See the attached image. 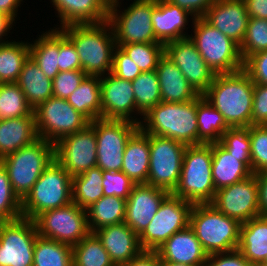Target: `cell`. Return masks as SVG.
I'll return each mask as SVG.
<instances>
[{
	"mask_svg": "<svg viewBox=\"0 0 267 266\" xmlns=\"http://www.w3.org/2000/svg\"><path fill=\"white\" fill-rule=\"evenodd\" d=\"M254 83L241 69L216 74L203 97L224 117L230 128L251 126Z\"/></svg>",
	"mask_w": 267,
	"mask_h": 266,
	"instance_id": "6da1fadb",
	"label": "cell"
},
{
	"mask_svg": "<svg viewBox=\"0 0 267 266\" xmlns=\"http://www.w3.org/2000/svg\"><path fill=\"white\" fill-rule=\"evenodd\" d=\"M78 52L87 76L102 77L112 72L116 41L108 21L98 24H75L59 28Z\"/></svg>",
	"mask_w": 267,
	"mask_h": 266,
	"instance_id": "7a4b0ae2",
	"label": "cell"
},
{
	"mask_svg": "<svg viewBox=\"0 0 267 266\" xmlns=\"http://www.w3.org/2000/svg\"><path fill=\"white\" fill-rule=\"evenodd\" d=\"M142 117L139 128L145 134L171 138L186 146L198 145L197 98L180 103L160 102Z\"/></svg>",
	"mask_w": 267,
	"mask_h": 266,
	"instance_id": "3957f363",
	"label": "cell"
},
{
	"mask_svg": "<svg viewBox=\"0 0 267 266\" xmlns=\"http://www.w3.org/2000/svg\"><path fill=\"white\" fill-rule=\"evenodd\" d=\"M189 226L208 255L238 247L241 223L218 211L211 203L193 204Z\"/></svg>",
	"mask_w": 267,
	"mask_h": 266,
	"instance_id": "277c9868",
	"label": "cell"
},
{
	"mask_svg": "<svg viewBox=\"0 0 267 266\" xmlns=\"http://www.w3.org/2000/svg\"><path fill=\"white\" fill-rule=\"evenodd\" d=\"M215 193L212 143L186 146L180 179L172 194L192 204H205L213 201Z\"/></svg>",
	"mask_w": 267,
	"mask_h": 266,
	"instance_id": "5b68a950",
	"label": "cell"
},
{
	"mask_svg": "<svg viewBox=\"0 0 267 266\" xmlns=\"http://www.w3.org/2000/svg\"><path fill=\"white\" fill-rule=\"evenodd\" d=\"M71 202L72 177L53 159L22 200V217L35 220L41 213Z\"/></svg>",
	"mask_w": 267,
	"mask_h": 266,
	"instance_id": "8992f818",
	"label": "cell"
},
{
	"mask_svg": "<svg viewBox=\"0 0 267 266\" xmlns=\"http://www.w3.org/2000/svg\"><path fill=\"white\" fill-rule=\"evenodd\" d=\"M54 159V144L42 138L0 160L14 192L23 200Z\"/></svg>",
	"mask_w": 267,
	"mask_h": 266,
	"instance_id": "52a82bcc",
	"label": "cell"
},
{
	"mask_svg": "<svg viewBox=\"0 0 267 266\" xmlns=\"http://www.w3.org/2000/svg\"><path fill=\"white\" fill-rule=\"evenodd\" d=\"M194 36H189L201 57L214 74L233 73L243 69L239 45L210 25L203 17L194 18Z\"/></svg>",
	"mask_w": 267,
	"mask_h": 266,
	"instance_id": "ba28073f",
	"label": "cell"
},
{
	"mask_svg": "<svg viewBox=\"0 0 267 266\" xmlns=\"http://www.w3.org/2000/svg\"><path fill=\"white\" fill-rule=\"evenodd\" d=\"M117 7H120L119 0L111 2L108 15L116 45L160 43L152 27V12L156 7V0H134L122 13Z\"/></svg>",
	"mask_w": 267,
	"mask_h": 266,
	"instance_id": "9c48e42d",
	"label": "cell"
},
{
	"mask_svg": "<svg viewBox=\"0 0 267 266\" xmlns=\"http://www.w3.org/2000/svg\"><path fill=\"white\" fill-rule=\"evenodd\" d=\"M150 162L147 183L172 193L178 185L186 145L149 134Z\"/></svg>",
	"mask_w": 267,
	"mask_h": 266,
	"instance_id": "30bf717a",
	"label": "cell"
},
{
	"mask_svg": "<svg viewBox=\"0 0 267 266\" xmlns=\"http://www.w3.org/2000/svg\"><path fill=\"white\" fill-rule=\"evenodd\" d=\"M38 138L55 144L62 137L86 128L90 121L66 99L50 97L33 110Z\"/></svg>",
	"mask_w": 267,
	"mask_h": 266,
	"instance_id": "8fae6325",
	"label": "cell"
},
{
	"mask_svg": "<svg viewBox=\"0 0 267 266\" xmlns=\"http://www.w3.org/2000/svg\"><path fill=\"white\" fill-rule=\"evenodd\" d=\"M193 204L169 193L161 202L149 225L139 235L144 251H156L174 233L189 225Z\"/></svg>",
	"mask_w": 267,
	"mask_h": 266,
	"instance_id": "7c38bea8",
	"label": "cell"
},
{
	"mask_svg": "<svg viewBox=\"0 0 267 266\" xmlns=\"http://www.w3.org/2000/svg\"><path fill=\"white\" fill-rule=\"evenodd\" d=\"M34 222L39 236L70 246L78 244L91 233L86 210L74 202L43 212Z\"/></svg>",
	"mask_w": 267,
	"mask_h": 266,
	"instance_id": "4fadbf2b",
	"label": "cell"
},
{
	"mask_svg": "<svg viewBox=\"0 0 267 266\" xmlns=\"http://www.w3.org/2000/svg\"><path fill=\"white\" fill-rule=\"evenodd\" d=\"M90 124L97 139V167L102 171H121L125 146L139 129V124L126 120L98 118Z\"/></svg>",
	"mask_w": 267,
	"mask_h": 266,
	"instance_id": "5bb4252c",
	"label": "cell"
},
{
	"mask_svg": "<svg viewBox=\"0 0 267 266\" xmlns=\"http://www.w3.org/2000/svg\"><path fill=\"white\" fill-rule=\"evenodd\" d=\"M38 231L34 220L19 218L0 224V266H33Z\"/></svg>",
	"mask_w": 267,
	"mask_h": 266,
	"instance_id": "9a60e30c",
	"label": "cell"
},
{
	"mask_svg": "<svg viewBox=\"0 0 267 266\" xmlns=\"http://www.w3.org/2000/svg\"><path fill=\"white\" fill-rule=\"evenodd\" d=\"M54 159L71 176L97 166V139L89 124L76 133L62 137L54 144Z\"/></svg>",
	"mask_w": 267,
	"mask_h": 266,
	"instance_id": "2e32d148",
	"label": "cell"
},
{
	"mask_svg": "<svg viewBox=\"0 0 267 266\" xmlns=\"http://www.w3.org/2000/svg\"><path fill=\"white\" fill-rule=\"evenodd\" d=\"M211 204L240 223L260 216L258 181L255 174L216 191Z\"/></svg>",
	"mask_w": 267,
	"mask_h": 266,
	"instance_id": "e0dca14e",
	"label": "cell"
},
{
	"mask_svg": "<svg viewBox=\"0 0 267 266\" xmlns=\"http://www.w3.org/2000/svg\"><path fill=\"white\" fill-rule=\"evenodd\" d=\"M164 54L180 69L199 95L208 90L215 74L189 37L165 44Z\"/></svg>",
	"mask_w": 267,
	"mask_h": 266,
	"instance_id": "ac0fdd59",
	"label": "cell"
},
{
	"mask_svg": "<svg viewBox=\"0 0 267 266\" xmlns=\"http://www.w3.org/2000/svg\"><path fill=\"white\" fill-rule=\"evenodd\" d=\"M100 91L101 118L141 123L131 116L135 111L141 114L136 108L131 81L119 78L112 72L106 73L105 76L100 77Z\"/></svg>",
	"mask_w": 267,
	"mask_h": 266,
	"instance_id": "d6986e66",
	"label": "cell"
},
{
	"mask_svg": "<svg viewBox=\"0 0 267 266\" xmlns=\"http://www.w3.org/2000/svg\"><path fill=\"white\" fill-rule=\"evenodd\" d=\"M168 194V191L149 184H135L126 200L124 222L140 235Z\"/></svg>",
	"mask_w": 267,
	"mask_h": 266,
	"instance_id": "ffe728a7",
	"label": "cell"
},
{
	"mask_svg": "<svg viewBox=\"0 0 267 266\" xmlns=\"http://www.w3.org/2000/svg\"><path fill=\"white\" fill-rule=\"evenodd\" d=\"M203 18L241 45L249 19L244 0H215Z\"/></svg>",
	"mask_w": 267,
	"mask_h": 266,
	"instance_id": "44dd1931",
	"label": "cell"
},
{
	"mask_svg": "<svg viewBox=\"0 0 267 266\" xmlns=\"http://www.w3.org/2000/svg\"><path fill=\"white\" fill-rule=\"evenodd\" d=\"M115 266H124L144 250L136 234L125 222L108 225L93 232Z\"/></svg>",
	"mask_w": 267,
	"mask_h": 266,
	"instance_id": "7402d4cb",
	"label": "cell"
},
{
	"mask_svg": "<svg viewBox=\"0 0 267 266\" xmlns=\"http://www.w3.org/2000/svg\"><path fill=\"white\" fill-rule=\"evenodd\" d=\"M156 252L159 260L190 266H204L208 258V254L189 225L174 233Z\"/></svg>",
	"mask_w": 267,
	"mask_h": 266,
	"instance_id": "603a6c76",
	"label": "cell"
},
{
	"mask_svg": "<svg viewBox=\"0 0 267 266\" xmlns=\"http://www.w3.org/2000/svg\"><path fill=\"white\" fill-rule=\"evenodd\" d=\"M192 15L178 5L168 0H156V7L152 12V27L157 41L163 45L188 38L184 34L185 25H188V16Z\"/></svg>",
	"mask_w": 267,
	"mask_h": 266,
	"instance_id": "cb8c5ba5",
	"label": "cell"
},
{
	"mask_svg": "<svg viewBox=\"0 0 267 266\" xmlns=\"http://www.w3.org/2000/svg\"><path fill=\"white\" fill-rule=\"evenodd\" d=\"M58 12L61 26L98 24L108 21V0H51Z\"/></svg>",
	"mask_w": 267,
	"mask_h": 266,
	"instance_id": "d4e9b609",
	"label": "cell"
},
{
	"mask_svg": "<svg viewBox=\"0 0 267 266\" xmlns=\"http://www.w3.org/2000/svg\"><path fill=\"white\" fill-rule=\"evenodd\" d=\"M155 71L160 83L162 102H188L199 96L180 69L165 54L160 58Z\"/></svg>",
	"mask_w": 267,
	"mask_h": 266,
	"instance_id": "484cf974",
	"label": "cell"
},
{
	"mask_svg": "<svg viewBox=\"0 0 267 266\" xmlns=\"http://www.w3.org/2000/svg\"><path fill=\"white\" fill-rule=\"evenodd\" d=\"M38 139L34 112L29 117L0 120V160Z\"/></svg>",
	"mask_w": 267,
	"mask_h": 266,
	"instance_id": "4316f807",
	"label": "cell"
},
{
	"mask_svg": "<svg viewBox=\"0 0 267 266\" xmlns=\"http://www.w3.org/2000/svg\"><path fill=\"white\" fill-rule=\"evenodd\" d=\"M149 162V134H145L139 128L130 137L125 146L121 171L124 172L134 184H146Z\"/></svg>",
	"mask_w": 267,
	"mask_h": 266,
	"instance_id": "83f0119b",
	"label": "cell"
},
{
	"mask_svg": "<svg viewBox=\"0 0 267 266\" xmlns=\"http://www.w3.org/2000/svg\"><path fill=\"white\" fill-rule=\"evenodd\" d=\"M253 173L240 157L231 155L219 142L212 143V179L215 190L240 182Z\"/></svg>",
	"mask_w": 267,
	"mask_h": 266,
	"instance_id": "f1b7e54d",
	"label": "cell"
},
{
	"mask_svg": "<svg viewBox=\"0 0 267 266\" xmlns=\"http://www.w3.org/2000/svg\"><path fill=\"white\" fill-rule=\"evenodd\" d=\"M237 249L251 263H262L267 255V215L241 223Z\"/></svg>",
	"mask_w": 267,
	"mask_h": 266,
	"instance_id": "f546056e",
	"label": "cell"
},
{
	"mask_svg": "<svg viewBox=\"0 0 267 266\" xmlns=\"http://www.w3.org/2000/svg\"><path fill=\"white\" fill-rule=\"evenodd\" d=\"M16 84L33 110L53 96L52 79L46 77L30 57L24 63Z\"/></svg>",
	"mask_w": 267,
	"mask_h": 266,
	"instance_id": "4dcf8cb0",
	"label": "cell"
},
{
	"mask_svg": "<svg viewBox=\"0 0 267 266\" xmlns=\"http://www.w3.org/2000/svg\"><path fill=\"white\" fill-rule=\"evenodd\" d=\"M51 30V31H50ZM29 43V57L46 77L54 79L59 71V27L50 29Z\"/></svg>",
	"mask_w": 267,
	"mask_h": 266,
	"instance_id": "1f68e13d",
	"label": "cell"
},
{
	"mask_svg": "<svg viewBox=\"0 0 267 266\" xmlns=\"http://www.w3.org/2000/svg\"><path fill=\"white\" fill-rule=\"evenodd\" d=\"M198 145L217 143L230 129L223 115L203 95L197 97Z\"/></svg>",
	"mask_w": 267,
	"mask_h": 266,
	"instance_id": "d6a6232c",
	"label": "cell"
},
{
	"mask_svg": "<svg viewBox=\"0 0 267 266\" xmlns=\"http://www.w3.org/2000/svg\"><path fill=\"white\" fill-rule=\"evenodd\" d=\"M67 101L90 122L101 118L100 77L86 76Z\"/></svg>",
	"mask_w": 267,
	"mask_h": 266,
	"instance_id": "836d02e7",
	"label": "cell"
},
{
	"mask_svg": "<svg viewBox=\"0 0 267 266\" xmlns=\"http://www.w3.org/2000/svg\"><path fill=\"white\" fill-rule=\"evenodd\" d=\"M126 200L117 196H102L86 209L91 233L108 226L124 222Z\"/></svg>",
	"mask_w": 267,
	"mask_h": 266,
	"instance_id": "e575fe53",
	"label": "cell"
},
{
	"mask_svg": "<svg viewBox=\"0 0 267 266\" xmlns=\"http://www.w3.org/2000/svg\"><path fill=\"white\" fill-rule=\"evenodd\" d=\"M102 181L103 171L97 166L73 176L72 201L86 210L104 196Z\"/></svg>",
	"mask_w": 267,
	"mask_h": 266,
	"instance_id": "d590c367",
	"label": "cell"
},
{
	"mask_svg": "<svg viewBox=\"0 0 267 266\" xmlns=\"http://www.w3.org/2000/svg\"><path fill=\"white\" fill-rule=\"evenodd\" d=\"M33 266H73L72 246L38 235Z\"/></svg>",
	"mask_w": 267,
	"mask_h": 266,
	"instance_id": "8d00e7d4",
	"label": "cell"
},
{
	"mask_svg": "<svg viewBox=\"0 0 267 266\" xmlns=\"http://www.w3.org/2000/svg\"><path fill=\"white\" fill-rule=\"evenodd\" d=\"M28 58V42L13 41L0 45V83H16Z\"/></svg>",
	"mask_w": 267,
	"mask_h": 266,
	"instance_id": "74e56055",
	"label": "cell"
},
{
	"mask_svg": "<svg viewBox=\"0 0 267 266\" xmlns=\"http://www.w3.org/2000/svg\"><path fill=\"white\" fill-rule=\"evenodd\" d=\"M73 266H115L94 233L72 246Z\"/></svg>",
	"mask_w": 267,
	"mask_h": 266,
	"instance_id": "f35d334b",
	"label": "cell"
},
{
	"mask_svg": "<svg viewBox=\"0 0 267 266\" xmlns=\"http://www.w3.org/2000/svg\"><path fill=\"white\" fill-rule=\"evenodd\" d=\"M132 82L136 108L145 115L151 108L162 102L160 83L156 71L142 72Z\"/></svg>",
	"mask_w": 267,
	"mask_h": 266,
	"instance_id": "ab89813d",
	"label": "cell"
},
{
	"mask_svg": "<svg viewBox=\"0 0 267 266\" xmlns=\"http://www.w3.org/2000/svg\"><path fill=\"white\" fill-rule=\"evenodd\" d=\"M33 109L16 83H0V118L29 117Z\"/></svg>",
	"mask_w": 267,
	"mask_h": 266,
	"instance_id": "60d3db41",
	"label": "cell"
},
{
	"mask_svg": "<svg viewBox=\"0 0 267 266\" xmlns=\"http://www.w3.org/2000/svg\"><path fill=\"white\" fill-rule=\"evenodd\" d=\"M116 46L120 47L142 72L155 71L164 55L162 43H130Z\"/></svg>",
	"mask_w": 267,
	"mask_h": 266,
	"instance_id": "b9f144b4",
	"label": "cell"
},
{
	"mask_svg": "<svg viewBox=\"0 0 267 266\" xmlns=\"http://www.w3.org/2000/svg\"><path fill=\"white\" fill-rule=\"evenodd\" d=\"M239 48L243 61L252 54L267 51V19L249 17Z\"/></svg>",
	"mask_w": 267,
	"mask_h": 266,
	"instance_id": "7bdbcfd3",
	"label": "cell"
},
{
	"mask_svg": "<svg viewBox=\"0 0 267 266\" xmlns=\"http://www.w3.org/2000/svg\"><path fill=\"white\" fill-rule=\"evenodd\" d=\"M22 217V200L14 192L6 168L0 162V218L13 221Z\"/></svg>",
	"mask_w": 267,
	"mask_h": 266,
	"instance_id": "ee69618b",
	"label": "cell"
},
{
	"mask_svg": "<svg viewBox=\"0 0 267 266\" xmlns=\"http://www.w3.org/2000/svg\"><path fill=\"white\" fill-rule=\"evenodd\" d=\"M219 143L235 157H240L251 169V144L247 128H230L221 137Z\"/></svg>",
	"mask_w": 267,
	"mask_h": 266,
	"instance_id": "f6af8a7d",
	"label": "cell"
},
{
	"mask_svg": "<svg viewBox=\"0 0 267 266\" xmlns=\"http://www.w3.org/2000/svg\"><path fill=\"white\" fill-rule=\"evenodd\" d=\"M251 144V172L267 171V125L248 127Z\"/></svg>",
	"mask_w": 267,
	"mask_h": 266,
	"instance_id": "bcb514c9",
	"label": "cell"
},
{
	"mask_svg": "<svg viewBox=\"0 0 267 266\" xmlns=\"http://www.w3.org/2000/svg\"><path fill=\"white\" fill-rule=\"evenodd\" d=\"M104 196H117L127 200L135 185L134 182L122 171L103 170Z\"/></svg>",
	"mask_w": 267,
	"mask_h": 266,
	"instance_id": "7dc6e473",
	"label": "cell"
},
{
	"mask_svg": "<svg viewBox=\"0 0 267 266\" xmlns=\"http://www.w3.org/2000/svg\"><path fill=\"white\" fill-rule=\"evenodd\" d=\"M83 70L61 71L52 80L53 96L66 99L73 93L86 77Z\"/></svg>",
	"mask_w": 267,
	"mask_h": 266,
	"instance_id": "c3c4849f",
	"label": "cell"
},
{
	"mask_svg": "<svg viewBox=\"0 0 267 266\" xmlns=\"http://www.w3.org/2000/svg\"><path fill=\"white\" fill-rule=\"evenodd\" d=\"M112 73L119 78L133 81L142 71L120 47L116 46L113 52Z\"/></svg>",
	"mask_w": 267,
	"mask_h": 266,
	"instance_id": "681fc988",
	"label": "cell"
},
{
	"mask_svg": "<svg viewBox=\"0 0 267 266\" xmlns=\"http://www.w3.org/2000/svg\"><path fill=\"white\" fill-rule=\"evenodd\" d=\"M243 70L253 83L267 85V51L248 56L243 61Z\"/></svg>",
	"mask_w": 267,
	"mask_h": 266,
	"instance_id": "f907efd6",
	"label": "cell"
},
{
	"mask_svg": "<svg viewBox=\"0 0 267 266\" xmlns=\"http://www.w3.org/2000/svg\"><path fill=\"white\" fill-rule=\"evenodd\" d=\"M82 70L78 52L73 43L59 29V71Z\"/></svg>",
	"mask_w": 267,
	"mask_h": 266,
	"instance_id": "816d5d0a",
	"label": "cell"
},
{
	"mask_svg": "<svg viewBox=\"0 0 267 266\" xmlns=\"http://www.w3.org/2000/svg\"><path fill=\"white\" fill-rule=\"evenodd\" d=\"M251 125H267V85L254 83Z\"/></svg>",
	"mask_w": 267,
	"mask_h": 266,
	"instance_id": "f5cc1de1",
	"label": "cell"
},
{
	"mask_svg": "<svg viewBox=\"0 0 267 266\" xmlns=\"http://www.w3.org/2000/svg\"><path fill=\"white\" fill-rule=\"evenodd\" d=\"M238 249L208 255L204 266H251Z\"/></svg>",
	"mask_w": 267,
	"mask_h": 266,
	"instance_id": "db71d44e",
	"label": "cell"
},
{
	"mask_svg": "<svg viewBox=\"0 0 267 266\" xmlns=\"http://www.w3.org/2000/svg\"><path fill=\"white\" fill-rule=\"evenodd\" d=\"M172 4L187 10L194 18L204 17L207 10L212 6L215 0H168Z\"/></svg>",
	"mask_w": 267,
	"mask_h": 266,
	"instance_id": "11a10c76",
	"label": "cell"
},
{
	"mask_svg": "<svg viewBox=\"0 0 267 266\" xmlns=\"http://www.w3.org/2000/svg\"><path fill=\"white\" fill-rule=\"evenodd\" d=\"M124 266H160L159 255L156 251H143Z\"/></svg>",
	"mask_w": 267,
	"mask_h": 266,
	"instance_id": "9f6ffc18",
	"label": "cell"
},
{
	"mask_svg": "<svg viewBox=\"0 0 267 266\" xmlns=\"http://www.w3.org/2000/svg\"><path fill=\"white\" fill-rule=\"evenodd\" d=\"M255 175L258 181L260 215H267V171Z\"/></svg>",
	"mask_w": 267,
	"mask_h": 266,
	"instance_id": "6f0895ef",
	"label": "cell"
},
{
	"mask_svg": "<svg viewBox=\"0 0 267 266\" xmlns=\"http://www.w3.org/2000/svg\"><path fill=\"white\" fill-rule=\"evenodd\" d=\"M249 17L267 19V0H244Z\"/></svg>",
	"mask_w": 267,
	"mask_h": 266,
	"instance_id": "680465c9",
	"label": "cell"
},
{
	"mask_svg": "<svg viewBox=\"0 0 267 266\" xmlns=\"http://www.w3.org/2000/svg\"><path fill=\"white\" fill-rule=\"evenodd\" d=\"M21 1L23 0H0V13L11 16L15 20Z\"/></svg>",
	"mask_w": 267,
	"mask_h": 266,
	"instance_id": "91938a15",
	"label": "cell"
},
{
	"mask_svg": "<svg viewBox=\"0 0 267 266\" xmlns=\"http://www.w3.org/2000/svg\"><path fill=\"white\" fill-rule=\"evenodd\" d=\"M14 21L15 20L11 16L0 13V45L9 42L8 40L5 41L4 39H2V36H7V32L11 30Z\"/></svg>",
	"mask_w": 267,
	"mask_h": 266,
	"instance_id": "94428289",
	"label": "cell"
},
{
	"mask_svg": "<svg viewBox=\"0 0 267 266\" xmlns=\"http://www.w3.org/2000/svg\"><path fill=\"white\" fill-rule=\"evenodd\" d=\"M160 266H190L182 263L169 262L167 260H159Z\"/></svg>",
	"mask_w": 267,
	"mask_h": 266,
	"instance_id": "6125c7cd",
	"label": "cell"
},
{
	"mask_svg": "<svg viewBox=\"0 0 267 266\" xmlns=\"http://www.w3.org/2000/svg\"><path fill=\"white\" fill-rule=\"evenodd\" d=\"M251 266H267V265H264L262 263H259V264H252Z\"/></svg>",
	"mask_w": 267,
	"mask_h": 266,
	"instance_id": "be15d7a7",
	"label": "cell"
},
{
	"mask_svg": "<svg viewBox=\"0 0 267 266\" xmlns=\"http://www.w3.org/2000/svg\"><path fill=\"white\" fill-rule=\"evenodd\" d=\"M262 264L267 265V255H266L264 261L262 262Z\"/></svg>",
	"mask_w": 267,
	"mask_h": 266,
	"instance_id": "e7e4bbea",
	"label": "cell"
}]
</instances>
